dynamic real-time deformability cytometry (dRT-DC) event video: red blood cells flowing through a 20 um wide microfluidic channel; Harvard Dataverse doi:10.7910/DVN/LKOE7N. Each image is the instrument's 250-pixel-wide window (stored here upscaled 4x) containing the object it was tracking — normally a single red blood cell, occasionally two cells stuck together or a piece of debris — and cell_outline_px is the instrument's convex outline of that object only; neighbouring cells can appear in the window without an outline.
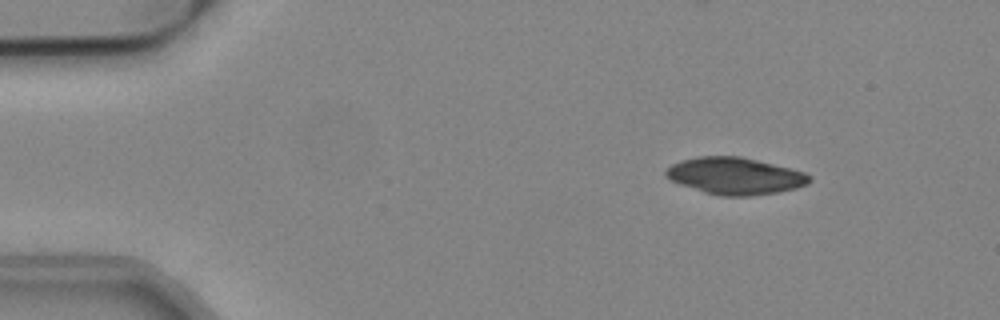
{"species": "common noctule bat (a hibernating species)", "species_latin": "Nyctalus noctula", "temperature_condition": "cold", "stored_images_in_passage": 37, "camera_frame_rate_fps": 3000, "um_per_image_px": 0.085, "animal": {"sex": "male", "body_mass_g": 19.2, "forearm_length_mm": 51.8}, "frame": {"image": 1, "passage_image": 1, "time_ms": 0.0, "image_size_px": [1000, 320], "cell_outline_px": [[812, 180], [808, 184], [796, 188], [776, 192], [752, 196], [720, 196], [704, 192], [680, 184], [664, 176], [664, 172], [672, 164], [680, 160], [696, 156], [740, 156], [792, 168], [804, 172], [812, 176]], "centroid_in_image_um": [62.49, 14.95], "position_along_channel_um": 22.5, "area_um2": 31.04}}